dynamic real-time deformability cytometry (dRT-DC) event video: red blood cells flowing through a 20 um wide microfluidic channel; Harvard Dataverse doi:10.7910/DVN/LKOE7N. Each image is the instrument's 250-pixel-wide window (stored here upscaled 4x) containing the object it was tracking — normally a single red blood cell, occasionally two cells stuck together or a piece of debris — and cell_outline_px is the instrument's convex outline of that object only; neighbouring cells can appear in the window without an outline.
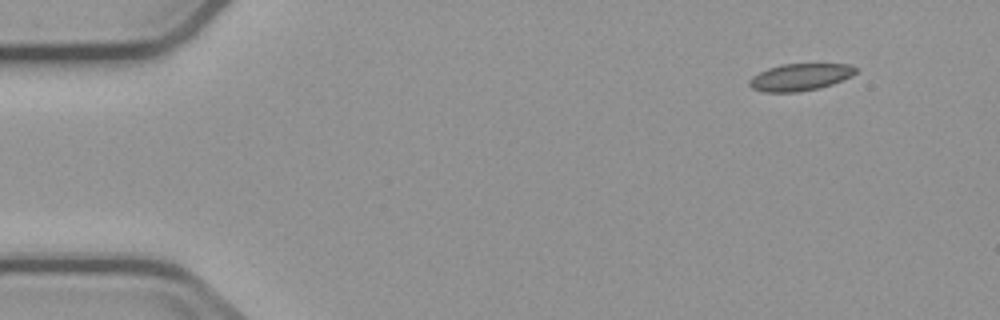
{"species": "common noctule bat (a hibernating species)", "species_latin": "Nyctalus noctula", "temperature_condition": "cold", "stored_images_in_passage": 4, "segment_of_instrument_passage": [1, 2], "camera_frame_rate_fps": 3000, "um_per_image_px": 0.085, "animal": {"sex": "male", "body_mass_g": 23.1, "forearm_length_mm": 52.7}, "frame": {"image": 1, "passage_image": 1, "time_ms": 0.0, "image_size_px": [1000, 320], "cell_outline_px": [[856, 72], [852, 76], [832, 84], [820, 88], [800, 92], [764, 92], [752, 88], [748, 84], [748, 80], [752, 76], [768, 68], [780, 64], [848, 64], [856, 68]], "centroid_in_image_um": [67.98, 6.56], "position_along_channel_um": 17.0, "area_um2": 16.82}}
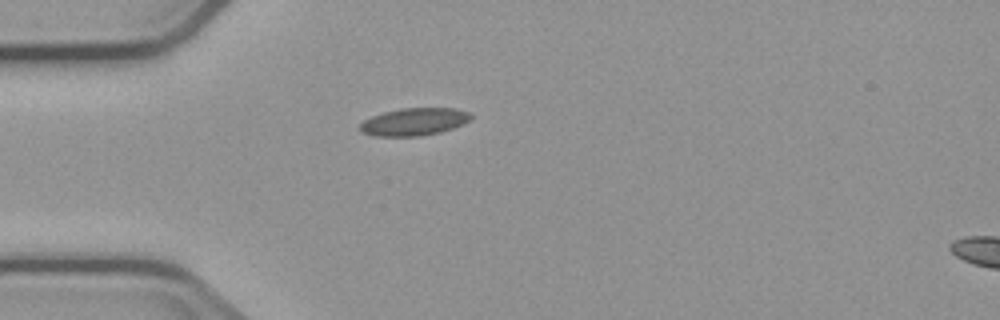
{"frame": {"image": 2, "passage_image": 3, "time_ms": 3.333, "image_size_px": [1000, 320], "cell_outline_px": [[472, 116], [464, 124], [440, 132], [420, 136], [376, 136], [364, 132], [360, 128], [360, 124], [364, 120], [372, 116], [384, 112], [400, 108], [456, 108], [468, 112]], "centroid_in_image_um": [35.22, 10.34], "position_along_channel_um": 49.8, "area_um2": 17.63}}